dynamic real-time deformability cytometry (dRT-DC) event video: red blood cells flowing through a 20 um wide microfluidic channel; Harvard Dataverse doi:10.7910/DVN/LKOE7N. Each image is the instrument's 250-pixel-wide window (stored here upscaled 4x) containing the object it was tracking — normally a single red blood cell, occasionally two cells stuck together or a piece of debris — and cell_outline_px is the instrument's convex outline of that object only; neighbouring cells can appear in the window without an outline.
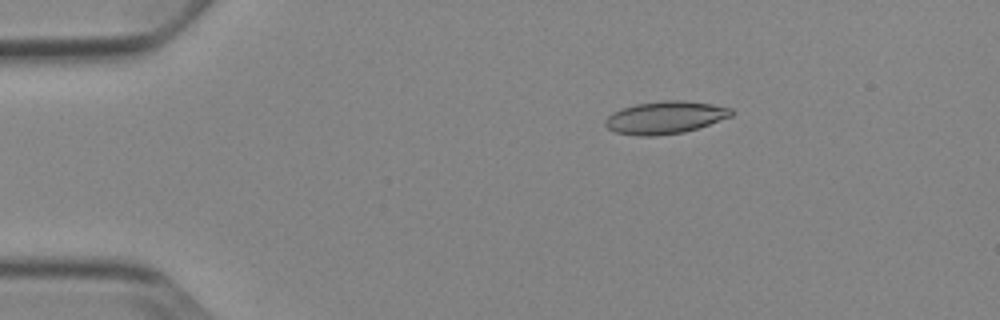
{"species": "Egyptian fruit bat (a non-hibernating species)", "species_latin": "Rousettus aegyptiacus", "temperature_condition": "cold", "stored_images_in_passage": 53, "camera_frame_rate_fps": 3000, "um_per_image_px": 0.085, "animal": {"sex": "female"}, "frame": {"image": 1, "passage_image": 10, "time_ms": 3.0, "image_size_px": [1000, 320], "cell_outline_px": [[736, 112], [732, 116], [684, 132], [656, 136], [636, 136], [616, 132], [608, 128], [604, 124], [604, 120], [612, 112], [620, 108], [636, 104], [664, 100], [680, 100], [712, 104], [732, 108]], "centroid_in_image_um": [56.52, 9.98], "position_along_channel_um": 28.5, "area_um2": 23.99}}
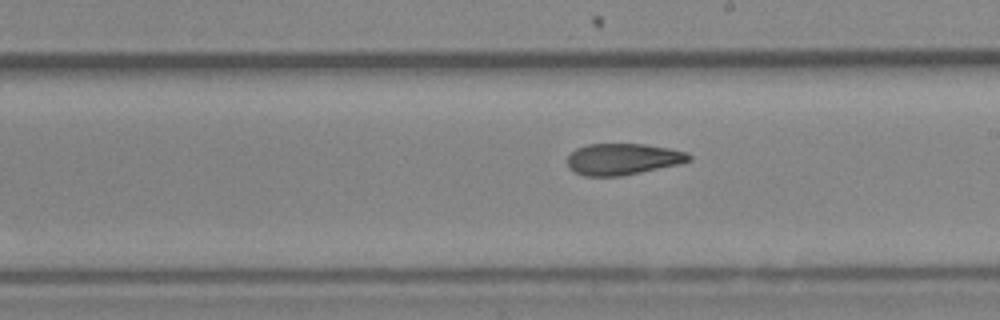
{"frame": {"image": 2, "passage_image": 31, "time_ms": 10.0, "image_size_px": [1000, 320], "cell_outline_px": [[692, 160], [680, 164], [620, 176], [584, 176], [572, 172], [568, 168], [568, 156], [576, 148], [588, 144], [644, 144], [668, 148], [688, 152], [692, 156]], "centroid_in_image_um": [52.94, 13.53], "position_along_channel_um": 236.1, "area_um2": 22.37}}
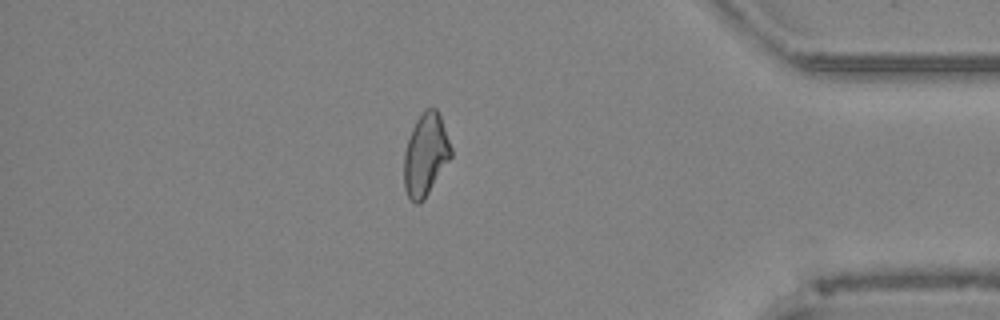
{"frame": {"image": 3, "passage_image": 46, "time_ms": 15.0, "image_size_px": [1000, 320], "cell_outline_px": [[452, 156], [424, 200], [420, 204], [416, 204], [408, 196], [404, 188], [404, 152], [412, 128], [416, 120], [428, 108], [436, 108], [440, 116], [452, 148]], "centroid_in_image_um": [36.17, 13.18], "position_along_channel_um": 399.0, "area_um2": 22.37}, "authors_computed_cell_mechanics": {"area_um2": 22.8888, "velocity_mm_per_s": 3.8752, "shape_relaxation_time_tau1_ms": null, "shape_relaxation_time_tau2_ms": 4.292, "deformation_change_tau1": null, "deformation_change_tau2": 0.1228}}